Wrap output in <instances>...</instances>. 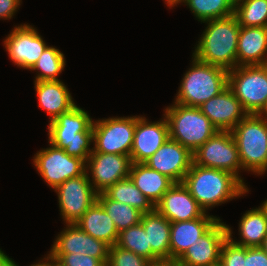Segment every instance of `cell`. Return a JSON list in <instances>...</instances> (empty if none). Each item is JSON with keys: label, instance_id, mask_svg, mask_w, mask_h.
<instances>
[{"label": "cell", "instance_id": "cell-4", "mask_svg": "<svg viewBox=\"0 0 267 266\" xmlns=\"http://www.w3.org/2000/svg\"><path fill=\"white\" fill-rule=\"evenodd\" d=\"M192 58V67L184 74L174 103L199 108L228 87V71Z\"/></svg>", "mask_w": 267, "mask_h": 266}, {"label": "cell", "instance_id": "cell-31", "mask_svg": "<svg viewBox=\"0 0 267 266\" xmlns=\"http://www.w3.org/2000/svg\"><path fill=\"white\" fill-rule=\"evenodd\" d=\"M64 54L56 47H47L30 70H39L35 81L60 80L57 76L65 67Z\"/></svg>", "mask_w": 267, "mask_h": 266}, {"label": "cell", "instance_id": "cell-6", "mask_svg": "<svg viewBox=\"0 0 267 266\" xmlns=\"http://www.w3.org/2000/svg\"><path fill=\"white\" fill-rule=\"evenodd\" d=\"M242 170L258 175L267 171V120L248 114L232 130Z\"/></svg>", "mask_w": 267, "mask_h": 266}, {"label": "cell", "instance_id": "cell-14", "mask_svg": "<svg viewBox=\"0 0 267 266\" xmlns=\"http://www.w3.org/2000/svg\"><path fill=\"white\" fill-rule=\"evenodd\" d=\"M227 226L219 219L177 260L178 266H213L220 263V251L227 239Z\"/></svg>", "mask_w": 267, "mask_h": 266}, {"label": "cell", "instance_id": "cell-19", "mask_svg": "<svg viewBox=\"0 0 267 266\" xmlns=\"http://www.w3.org/2000/svg\"><path fill=\"white\" fill-rule=\"evenodd\" d=\"M155 209L170 222L197 219L205 213L183 183H174Z\"/></svg>", "mask_w": 267, "mask_h": 266}, {"label": "cell", "instance_id": "cell-33", "mask_svg": "<svg viewBox=\"0 0 267 266\" xmlns=\"http://www.w3.org/2000/svg\"><path fill=\"white\" fill-rule=\"evenodd\" d=\"M148 260L130 250L123 249L116 244L109 249L106 266H145Z\"/></svg>", "mask_w": 267, "mask_h": 266}, {"label": "cell", "instance_id": "cell-21", "mask_svg": "<svg viewBox=\"0 0 267 266\" xmlns=\"http://www.w3.org/2000/svg\"><path fill=\"white\" fill-rule=\"evenodd\" d=\"M267 27H241L238 37L237 66L267 64Z\"/></svg>", "mask_w": 267, "mask_h": 266}, {"label": "cell", "instance_id": "cell-1", "mask_svg": "<svg viewBox=\"0 0 267 266\" xmlns=\"http://www.w3.org/2000/svg\"><path fill=\"white\" fill-rule=\"evenodd\" d=\"M182 183L205 212L249 191L247 185L231 173L194 163Z\"/></svg>", "mask_w": 267, "mask_h": 266}, {"label": "cell", "instance_id": "cell-44", "mask_svg": "<svg viewBox=\"0 0 267 266\" xmlns=\"http://www.w3.org/2000/svg\"><path fill=\"white\" fill-rule=\"evenodd\" d=\"M176 0H165L167 5L172 8V5L175 3Z\"/></svg>", "mask_w": 267, "mask_h": 266}, {"label": "cell", "instance_id": "cell-7", "mask_svg": "<svg viewBox=\"0 0 267 266\" xmlns=\"http://www.w3.org/2000/svg\"><path fill=\"white\" fill-rule=\"evenodd\" d=\"M228 87L248 114H258L267 101V64L236 66L228 71Z\"/></svg>", "mask_w": 267, "mask_h": 266}, {"label": "cell", "instance_id": "cell-45", "mask_svg": "<svg viewBox=\"0 0 267 266\" xmlns=\"http://www.w3.org/2000/svg\"><path fill=\"white\" fill-rule=\"evenodd\" d=\"M12 266H18L17 264H15V262L13 263ZM31 266H45L42 262L36 263V264H32Z\"/></svg>", "mask_w": 267, "mask_h": 266}, {"label": "cell", "instance_id": "cell-25", "mask_svg": "<svg viewBox=\"0 0 267 266\" xmlns=\"http://www.w3.org/2000/svg\"><path fill=\"white\" fill-rule=\"evenodd\" d=\"M140 223L148 234V245H151V260L170 258L171 222L156 209L145 213Z\"/></svg>", "mask_w": 267, "mask_h": 266}, {"label": "cell", "instance_id": "cell-20", "mask_svg": "<svg viewBox=\"0 0 267 266\" xmlns=\"http://www.w3.org/2000/svg\"><path fill=\"white\" fill-rule=\"evenodd\" d=\"M219 218L205 212L200 218L171 222L170 258L178 260L197 239L203 236Z\"/></svg>", "mask_w": 267, "mask_h": 266}, {"label": "cell", "instance_id": "cell-13", "mask_svg": "<svg viewBox=\"0 0 267 266\" xmlns=\"http://www.w3.org/2000/svg\"><path fill=\"white\" fill-rule=\"evenodd\" d=\"M4 45L13 63L29 70L48 47L37 30L28 24L15 26Z\"/></svg>", "mask_w": 267, "mask_h": 266}, {"label": "cell", "instance_id": "cell-35", "mask_svg": "<svg viewBox=\"0 0 267 266\" xmlns=\"http://www.w3.org/2000/svg\"><path fill=\"white\" fill-rule=\"evenodd\" d=\"M222 266H245V247L233 243L228 237L220 251Z\"/></svg>", "mask_w": 267, "mask_h": 266}, {"label": "cell", "instance_id": "cell-41", "mask_svg": "<svg viewBox=\"0 0 267 266\" xmlns=\"http://www.w3.org/2000/svg\"><path fill=\"white\" fill-rule=\"evenodd\" d=\"M257 115H259L261 118H264L265 120H267V101H266L263 109Z\"/></svg>", "mask_w": 267, "mask_h": 266}, {"label": "cell", "instance_id": "cell-11", "mask_svg": "<svg viewBox=\"0 0 267 266\" xmlns=\"http://www.w3.org/2000/svg\"><path fill=\"white\" fill-rule=\"evenodd\" d=\"M89 180L88 171H85L54 189L58 194L60 213L66 224H75L97 200L98 193Z\"/></svg>", "mask_w": 267, "mask_h": 266}, {"label": "cell", "instance_id": "cell-23", "mask_svg": "<svg viewBox=\"0 0 267 266\" xmlns=\"http://www.w3.org/2000/svg\"><path fill=\"white\" fill-rule=\"evenodd\" d=\"M76 225L88 235L105 242L110 247L117 243L119 232L111 217L97 200L81 216Z\"/></svg>", "mask_w": 267, "mask_h": 266}, {"label": "cell", "instance_id": "cell-24", "mask_svg": "<svg viewBox=\"0 0 267 266\" xmlns=\"http://www.w3.org/2000/svg\"><path fill=\"white\" fill-rule=\"evenodd\" d=\"M129 177L155 206L174 182L145 163H131Z\"/></svg>", "mask_w": 267, "mask_h": 266}, {"label": "cell", "instance_id": "cell-32", "mask_svg": "<svg viewBox=\"0 0 267 266\" xmlns=\"http://www.w3.org/2000/svg\"><path fill=\"white\" fill-rule=\"evenodd\" d=\"M116 245L151 260V245L141 223L120 231Z\"/></svg>", "mask_w": 267, "mask_h": 266}, {"label": "cell", "instance_id": "cell-36", "mask_svg": "<svg viewBox=\"0 0 267 266\" xmlns=\"http://www.w3.org/2000/svg\"><path fill=\"white\" fill-rule=\"evenodd\" d=\"M245 266H267V253L262 247H245Z\"/></svg>", "mask_w": 267, "mask_h": 266}, {"label": "cell", "instance_id": "cell-15", "mask_svg": "<svg viewBox=\"0 0 267 266\" xmlns=\"http://www.w3.org/2000/svg\"><path fill=\"white\" fill-rule=\"evenodd\" d=\"M145 164L174 183H182L193 164V153L169 138Z\"/></svg>", "mask_w": 267, "mask_h": 266}, {"label": "cell", "instance_id": "cell-28", "mask_svg": "<svg viewBox=\"0 0 267 266\" xmlns=\"http://www.w3.org/2000/svg\"><path fill=\"white\" fill-rule=\"evenodd\" d=\"M97 201L111 217L118 232L141 221L142 212L128 204L110 199L104 192L97 194Z\"/></svg>", "mask_w": 267, "mask_h": 266}, {"label": "cell", "instance_id": "cell-22", "mask_svg": "<svg viewBox=\"0 0 267 266\" xmlns=\"http://www.w3.org/2000/svg\"><path fill=\"white\" fill-rule=\"evenodd\" d=\"M34 85L39 101L38 107L46 110L50 121L76 106L68 88L61 80L38 81Z\"/></svg>", "mask_w": 267, "mask_h": 266}, {"label": "cell", "instance_id": "cell-12", "mask_svg": "<svg viewBox=\"0 0 267 266\" xmlns=\"http://www.w3.org/2000/svg\"><path fill=\"white\" fill-rule=\"evenodd\" d=\"M131 163L127 155L91 152L85 170H90L92 179L89 181L93 189L102 193L116 182L129 177Z\"/></svg>", "mask_w": 267, "mask_h": 266}, {"label": "cell", "instance_id": "cell-5", "mask_svg": "<svg viewBox=\"0 0 267 266\" xmlns=\"http://www.w3.org/2000/svg\"><path fill=\"white\" fill-rule=\"evenodd\" d=\"M164 111L170 139L192 153L218 131L200 108L174 103Z\"/></svg>", "mask_w": 267, "mask_h": 266}, {"label": "cell", "instance_id": "cell-17", "mask_svg": "<svg viewBox=\"0 0 267 266\" xmlns=\"http://www.w3.org/2000/svg\"><path fill=\"white\" fill-rule=\"evenodd\" d=\"M145 117L136 116L130 159L132 163H145L170 137L167 120L146 121Z\"/></svg>", "mask_w": 267, "mask_h": 266}, {"label": "cell", "instance_id": "cell-37", "mask_svg": "<svg viewBox=\"0 0 267 266\" xmlns=\"http://www.w3.org/2000/svg\"><path fill=\"white\" fill-rule=\"evenodd\" d=\"M21 3V0H0V19H11L15 14L17 8Z\"/></svg>", "mask_w": 267, "mask_h": 266}, {"label": "cell", "instance_id": "cell-2", "mask_svg": "<svg viewBox=\"0 0 267 266\" xmlns=\"http://www.w3.org/2000/svg\"><path fill=\"white\" fill-rule=\"evenodd\" d=\"M205 31L199 39L193 56L201 62L227 71L237 66V47L240 25L236 16L204 21Z\"/></svg>", "mask_w": 267, "mask_h": 266}, {"label": "cell", "instance_id": "cell-38", "mask_svg": "<svg viewBox=\"0 0 267 266\" xmlns=\"http://www.w3.org/2000/svg\"><path fill=\"white\" fill-rule=\"evenodd\" d=\"M145 266H178L177 261L171 258H157L148 260Z\"/></svg>", "mask_w": 267, "mask_h": 266}, {"label": "cell", "instance_id": "cell-43", "mask_svg": "<svg viewBox=\"0 0 267 266\" xmlns=\"http://www.w3.org/2000/svg\"><path fill=\"white\" fill-rule=\"evenodd\" d=\"M261 247L267 253V236L265 237L263 245Z\"/></svg>", "mask_w": 267, "mask_h": 266}, {"label": "cell", "instance_id": "cell-34", "mask_svg": "<svg viewBox=\"0 0 267 266\" xmlns=\"http://www.w3.org/2000/svg\"><path fill=\"white\" fill-rule=\"evenodd\" d=\"M59 266H106L100 259L81 253H49Z\"/></svg>", "mask_w": 267, "mask_h": 266}, {"label": "cell", "instance_id": "cell-40", "mask_svg": "<svg viewBox=\"0 0 267 266\" xmlns=\"http://www.w3.org/2000/svg\"><path fill=\"white\" fill-rule=\"evenodd\" d=\"M44 259L45 262L42 261V263L45 266H59L54 260L50 259L48 256H46Z\"/></svg>", "mask_w": 267, "mask_h": 266}, {"label": "cell", "instance_id": "cell-18", "mask_svg": "<svg viewBox=\"0 0 267 266\" xmlns=\"http://www.w3.org/2000/svg\"><path fill=\"white\" fill-rule=\"evenodd\" d=\"M218 131H231L248 113L227 87L199 107Z\"/></svg>", "mask_w": 267, "mask_h": 266}, {"label": "cell", "instance_id": "cell-16", "mask_svg": "<svg viewBox=\"0 0 267 266\" xmlns=\"http://www.w3.org/2000/svg\"><path fill=\"white\" fill-rule=\"evenodd\" d=\"M110 246L93 238L75 224H67L58 234L49 253H81L108 262Z\"/></svg>", "mask_w": 267, "mask_h": 266}, {"label": "cell", "instance_id": "cell-26", "mask_svg": "<svg viewBox=\"0 0 267 266\" xmlns=\"http://www.w3.org/2000/svg\"><path fill=\"white\" fill-rule=\"evenodd\" d=\"M227 226L228 238L235 244L244 247H261L267 236V216L261 207L243 214L239 223L240 241L232 238V230Z\"/></svg>", "mask_w": 267, "mask_h": 266}, {"label": "cell", "instance_id": "cell-27", "mask_svg": "<svg viewBox=\"0 0 267 266\" xmlns=\"http://www.w3.org/2000/svg\"><path fill=\"white\" fill-rule=\"evenodd\" d=\"M104 193L113 200L128 204L138 209L143 214L152 212L155 206L151 201L135 186L130 177L116 182Z\"/></svg>", "mask_w": 267, "mask_h": 266}, {"label": "cell", "instance_id": "cell-46", "mask_svg": "<svg viewBox=\"0 0 267 266\" xmlns=\"http://www.w3.org/2000/svg\"><path fill=\"white\" fill-rule=\"evenodd\" d=\"M213 266H222V264H221V263H218V264H216V265H213Z\"/></svg>", "mask_w": 267, "mask_h": 266}, {"label": "cell", "instance_id": "cell-10", "mask_svg": "<svg viewBox=\"0 0 267 266\" xmlns=\"http://www.w3.org/2000/svg\"><path fill=\"white\" fill-rule=\"evenodd\" d=\"M50 147L38 151L34 158V166L44 181L53 189L66 180L82 175L86 163L77 157L65 153L49 143Z\"/></svg>", "mask_w": 267, "mask_h": 266}, {"label": "cell", "instance_id": "cell-9", "mask_svg": "<svg viewBox=\"0 0 267 266\" xmlns=\"http://www.w3.org/2000/svg\"><path fill=\"white\" fill-rule=\"evenodd\" d=\"M193 163L201 167L229 172L245 185L238 173L242 165L231 131H217L193 152Z\"/></svg>", "mask_w": 267, "mask_h": 266}, {"label": "cell", "instance_id": "cell-39", "mask_svg": "<svg viewBox=\"0 0 267 266\" xmlns=\"http://www.w3.org/2000/svg\"><path fill=\"white\" fill-rule=\"evenodd\" d=\"M14 261L0 249V266H12Z\"/></svg>", "mask_w": 267, "mask_h": 266}, {"label": "cell", "instance_id": "cell-42", "mask_svg": "<svg viewBox=\"0 0 267 266\" xmlns=\"http://www.w3.org/2000/svg\"><path fill=\"white\" fill-rule=\"evenodd\" d=\"M260 207L264 210V212H265V214L267 216V200L264 201L263 204Z\"/></svg>", "mask_w": 267, "mask_h": 266}, {"label": "cell", "instance_id": "cell-8", "mask_svg": "<svg viewBox=\"0 0 267 266\" xmlns=\"http://www.w3.org/2000/svg\"><path fill=\"white\" fill-rule=\"evenodd\" d=\"M135 127L136 116L109 117L108 119L93 121L94 147L92 152L130 157Z\"/></svg>", "mask_w": 267, "mask_h": 266}, {"label": "cell", "instance_id": "cell-30", "mask_svg": "<svg viewBox=\"0 0 267 266\" xmlns=\"http://www.w3.org/2000/svg\"><path fill=\"white\" fill-rule=\"evenodd\" d=\"M234 15L241 27H267V0H239Z\"/></svg>", "mask_w": 267, "mask_h": 266}, {"label": "cell", "instance_id": "cell-3", "mask_svg": "<svg viewBox=\"0 0 267 266\" xmlns=\"http://www.w3.org/2000/svg\"><path fill=\"white\" fill-rule=\"evenodd\" d=\"M49 122L48 142L86 163L93 151L89 148L93 142V120L89 114L76 105Z\"/></svg>", "mask_w": 267, "mask_h": 266}, {"label": "cell", "instance_id": "cell-29", "mask_svg": "<svg viewBox=\"0 0 267 266\" xmlns=\"http://www.w3.org/2000/svg\"><path fill=\"white\" fill-rule=\"evenodd\" d=\"M182 2L189 6L191 12L201 22L234 14L235 2L233 0H176L172 6Z\"/></svg>", "mask_w": 267, "mask_h": 266}]
</instances>
